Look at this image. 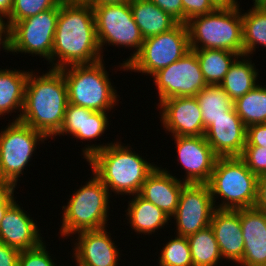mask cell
I'll return each instance as SVG.
<instances>
[{
  "instance_id": "6da1fadb",
  "label": "cell",
  "mask_w": 266,
  "mask_h": 266,
  "mask_svg": "<svg viewBox=\"0 0 266 266\" xmlns=\"http://www.w3.org/2000/svg\"><path fill=\"white\" fill-rule=\"evenodd\" d=\"M132 150L130 144L117 139L110 143H87L81 149V155L110 195L113 192L119 198V195L139 194L142 184L157 167L154 162L147 161L146 156L144 158Z\"/></svg>"
},
{
  "instance_id": "7a4b0ae2",
  "label": "cell",
  "mask_w": 266,
  "mask_h": 266,
  "mask_svg": "<svg viewBox=\"0 0 266 266\" xmlns=\"http://www.w3.org/2000/svg\"><path fill=\"white\" fill-rule=\"evenodd\" d=\"M103 59L93 7L60 3L52 50V69L93 64Z\"/></svg>"
},
{
  "instance_id": "3957f363",
  "label": "cell",
  "mask_w": 266,
  "mask_h": 266,
  "mask_svg": "<svg viewBox=\"0 0 266 266\" xmlns=\"http://www.w3.org/2000/svg\"><path fill=\"white\" fill-rule=\"evenodd\" d=\"M46 72H41V75L30 69L19 121L51 139L63 124L68 105V89L59 69L50 68Z\"/></svg>"
},
{
  "instance_id": "277c9868",
  "label": "cell",
  "mask_w": 266,
  "mask_h": 266,
  "mask_svg": "<svg viewBox=\"0 0 266 266\" xmlns=\"http://www.w3.org/2000/svg\"><path fill=\"white\" fill-rule=\"evenodd\" d=\"M91 175V179L75 189L67 204L62 206L60 237L68 238L80 231L108 227L111 195L103 182L94 173Z\"/></svg>"
},
{
  "instance_id": "5b68a950",
  "label": "cell",
  "mask_w": 266,
  "mask_h": 266,
  "mask_svg": "<svg viewBox=\"0 0 266 266\" xmlns=\"http://www.w3.org/2000/svg\"><path fill=\"white\" fill-rule=\"evenodd\" d=\"M104 59L93 64L70 65L59 69L68 89V103L110 113L120 96L109 78Z\"/></svg>"
},
{
  "instance_id": "8992f818",
  "label": "cell",
  "mask_w": 266,
  "mask_h": 266,
  "mask_svg": "<svg viewBox=\"0 0 266 266\" xmlns=\"http://www.w3.org/2000/svg\"><path fill=\"white\" fill-rule=\"evenodd\" d=\"M257 184L258 176L240 157H218L207 183L215 208L230 210L254 207Z\"/></svg>"
},
{
  "instance_id": "52a82bcc",
  "label": "cell",
  "mask_w": 266,
  "mask_h": 266,
  "mask_svg": "<svg viewBox=\"0 0 266 266\" xmlns=\"http://www.w3.org/2000/svg\"><path fill=\"white\" fill-rule=\"evenodd\" d=\"M240 6L191 18L186 22L191 50L217 49L243 55Z\"/></svg>"
},
{
  "instance_id": "ba28073f",
  "label": "cell",
  "mask_w": 266,
  "mask_h": 266,
  "mask_svg": "<svg viewBox=\"0 0 266 266\" xmlns=\"http://www.w3.org/2000/svg\"><path fill=\"white\" fill-rule=\"evenodd\" d=\"M47 140L29 125L19 120L9 121L0 131V184L17 187L37 146Z\"/></svg>"
},
{
  "instance_id": "9c48e42d",
  "label": "cell",
  "mask_w": 266,
  "mask_h": 266,
  "mask_svg": "<svg viewBox=\"0 0 266 266\" xmlns=\"http://www.w3.org/2000/svg\"><path fill=\"white\" fill-rule=\"evenodd\" d=\"M96 34L102 56L106 46H117L134 50L117 71H126V64L140 51L144 42L138 25L132 16L130 2L122 4H102L93 6ZM105 46V48H104ZM133 48V49H132ZM122 69V70H121Z\"/></svg>"
},
{
  "instance_id": "30bf717a",
  "label": "cell",
  "mask_w": 266,
  "mask_h": 266,
  "mask_svg": "<svg viewBox=\"0 0 266 266\" xmlns=\"http://www.w3.org/2000/svg\"><path fill=\"white\" fill-rule=\"evenodd\" d=\"M190 50L187 25L178 23L167 32L144 39L140 51L126 64V72L152 77Z\"/></svg>"
},
{
  "instance_id": "8fae6325",
  "label": "cell",
  "mask_w": 266,
  "mask_h": 266,
  "mask_svg": "<svg viewBox=\"0 0 266 266\" xmlns=\"http://www.w3.org/2000/svg\"><path fill=\"white\" fill-rule=\"evenodd\" d=\"M60 3L10 27L11 53L30 54L46 59L52 69V50Z\"/></svg>"
},
{
  "instance_id": "7c38bea8",
  "label": "cell",
  "mask_w": 266,
  "mask_h": 266,
  "mask_svg": "<svg viewBox=\"0 0 266 266\" xmlns=\"http://www.w3.org/2000/svg\"><path fill=\"white\" fill-rule=\"evenodd\" d=\"M151 78L157 88V106L171 97L196 96L207 85L193 50L159 70Z\"/></svg>"
},
{
  "instance_id": "4fadbf2b",
  "label": "cell",
  "mask_w": 266,
  "mask_h": 266,
  "mask_svg": "<svg viewBox=\"0 0 266 266\" xmlns=\"http://www.w3.org/2000/svg\"><path fill=\"white\" fill-rule=\"evenodd\" d=\"M207 184H186L174 215L175 235L188 237L210 226L215 211Z\"/></svg>"
},
{
  "instance_id": "5bb4252c",
  "label": "cell",
  "mask_w": 266,
  "mask_h": 266,
  "mask_svg": "<svg viewBox=\"0 0 266 266\" xmlns=\"http://www.w3.org/2000/svg\"><path fill=\"white\" fill-rule=\"evenodd\" d=\"M177 160L184 169L182 182L186 184H207L214 170L218 156L202 136H173Z\"/></svg>"
},
{
  "instance_id": "9a60e30c",
  "label": "cell",
  "mask_w": 266,
  "mask_h": 266,
  "mask_svg": "<svg viewBox=\"0 0 266 266\" xmlns=\"http://www.w3.org/2000/svg\"><path fill=\"white\" fill-rule=\"evenodd\" d=\"M72 262L80 266H119L121 261L116 240L107 227L99 230H84L74 234ZM113 239V240H112ZM74 247V248H73ZM74 258V259H73Z\"/></svg>"
},
{
  "instance_id": "2e32d148",
  "label": "cell",
  "mask_w": 266,
  "mask_h": 266,
  "mask_svg": "<svg viewBox=\"0 0 266 266\" xmlns=\"http://www.w3.org/2000/svg\"><path fill=\"white\" fill-rule=\"evenodd\" d=\"M161 126L170 136H202L205 133L202 113L195 96L171 97L158 107ZM168 131V132H167Z\"/></svg>"
},
{
  "instance_id": "e0dca14e",
  "label": "cell",
  "mask_w": 266,
  "mask_h": 266,
  "mask_svg": "<svg viewBox=\"0 0 266 266\" xmlns=\"http://www.w3.org/2000/svg\"><path fill=\"white\" fill-rule=\"evenodd\" d=\"M14 201L4 213L0 223V242L20 251L41 245L45 239L40 233L37 221ZM22 207V208H21ZM36 221V222H35ZM42 235V236H41Z\"/></svg>"
},
{
  "instance_id": "ac0fdd59",
  "label": "cell",
  "mask_w": 266,
  "mask_h": 266,
  "mask_svg": "<svg viewBox=\"0 0 266 266\" xmlns=\"http://www.w3.org/2000/svg\"><path fill=\"white\" fill-rule=\"evenodd\" d=\"M247 127L233 107L206 129V141L218 157H240L246 145Z\"/></svg>"
},
{
  "instance_id": "d6986e66",
  "label": "cell",
  "mask_w": 266,
  "mask_h": 266,
  "mask_svg": "<svg viewBox=\"0 0 266 266\" xmlns=\"http://www.w3.org/2000/svg\"><path fill=\"white\" fill-rule=\"evenodd\" d=\"M110 114L108 112L94 111L88 108L68 103L64 114L63 124L58 135L72 136L77 140L97 141L104 136L109 126ZM97 139V140H95Z\"/></svg>"
},
{
  "instance_id": "ffe728a7",
  "label": "cell",
  "mask_w": 266,
  "mask_h": 266,
  "mask_svg": "<svg viewBox=\"0 0 266 266\" xmlns=\"http://www.w3.org/2000/svg\"><path fill=\"white\" fill-rule=\"evenodd\" d=\"M210 227L213 229L223 260L238 264L244 253L240 209H215Z\"/></svg>"
},
{
  "instance_id": "44dd1931",
  "label": "cell",
  "mask_w": 266,
  "mask_h": 266,
  "mask_svg": "<svg viewBox=\"0 0 266 266\" xmlns=\"http://www.w3.org/2000/svg\"><path fill=\"white\" fill-rule=\"evenodd\" d=\"M244 253L237 266H266V213L255 207L240 209Z\"/></svg>"
},
{
  "instance_id": "7402d4cb",
  "label": "cell",
  "mask_w": 266,
  "mask_h": 266,
  "mask_svg": "<svg viewBox=\"0 0 266 266\" xmlns=\"http://www.w3.org/2000/svg\"><path fill=\"white\" fill-rule=\"evenodd\" d=\"M159 166L142 184L139 195L171 218L177 209L181 190L186 183L172 175L169 169Z\"/></svg>"
},
{
  "instance_id": "603a6c76",
  "label": "cell",
  "mask_w": 266,
  "mask_h": 266,
  "mask_svg": "<svg viewBox=\"0 0 266 266\" xmlns=\"http://www.w3.org/2000/svg\"><path fill=\"white\" fill-rule=\"evenodd\" d=\"M129 198L127 201L128 208L125 210V219H127V224L137 235H155V232L161 231L171 222V218L168 215L139 194L131 195Z\"/></svg>"
},
{
  "instance_id": "cb8c5ba5",
  "label": "cell",
  "mask_w": 266,
  "mask_h": 266,
  "mask_svg": "<svg viewBox=\"0 0 266 266\" xmlns=\"http://www.w3.org/2000/svg\"><path fill=\"white\" fill-rule=\"evenodd\" d=\"M28 70L0 68V119L7 114L20 113L11 121H18L22 114Z\"/></svg>"
},
{
  "instance_id": "d4e9b609",
  "label": "cell",
  "mask_w": 266,
  "mask_h": 266,
  "mask_svg": "<svg viewBox=\"0 0 266 266\" xmlns=\"http://www.w3.org/2000/svg\"><path fill=\"white\" fill-rule=\"evenodd\" d=\"M130 7L144 39L167 32L179 23L149 0H132Z\"/></svg>"
},
{
  "instance_id": "484cf974",
  "label": "cell",
  "mask_w": 266,
  "mask_h": 266,
  "mask_svg": "<svg viewBox=\"0 0 266 266\" xmlns=\"http://www.w3.org/2000/svg\"><path fill=\"white\" fill-rule=\"evenodd\" d=\"M251 56L241 55L230 66L228 73L220 83L233 102L251 91L259 84V70L252 63Z\"/></svg>"
},
{
  "instance_id": "4316f807",
  "label": "cell",
  "mask_w": 266,
  "mask_h": 266,
  "mask_svg": "<svg viewBox=\"0 0 266 266\" xmlns=\"http://www.w3.org/2000/svg\"><path fill=\"white\" fill-rule=\"evenodd\" d=\"M242 11L243 55L252 56L259 45L266 48V8L260 3H253L249 10Z\"/></svg>"
},
{
  "instance_id": "83f0119b",
  "label": "cell",
  "mask_w": 266,
  "mask_h": 266,
  "mask_svg": "<svg viewBox=\"0 0 266 266\" xmlns=\"http://www.w3.org/2000/svg\"><path fill=\"white\" fill-rule=\"evenodd\" d=\"M200 64L203 78L207 84H220L230 66L240 56L228 50L200 49L193 50Z\"/></svg>"
},
{
  "instance_id": "f1b7e54d",
  "label": "cell",
  "mask_w": 266,
  "mask_h": 266,
  "mask_svg": "<svg viewBox=\"0 0 266 266\" xmlns=\"http://www.w3.org/2000/svg\"><path fill=\"white\" fill-rule=\"evenodd\" d=\"M201 113L204 128L234 107L233 100L226 94L220 84H207L196 96Z\"/></svg>"
},
{
  "instance_id": "f546056e",
  "label": "cell",
  "mask_w": 266,
  "mask_h": 266,
  "mask_svg": "<svg viewBox=\"0 0 266 266\" xmlns=\"http://www.w3.org/2000/svg\"><path fill=\"white\" fill-rule=\"evenodd\" d=\"M193 266H217L223 258L213 229L209 226L187 237Z\"/></svg>"
},
{
  "instance_id": "4dcf8cb0",
  "label": "cell",
  "mask_w": 266,
  "mask_h": 266,
  "mask_svg": "<svg viewBox=\"0 0 266 266\" xmlns=\"http://www.w3.org/2000/svg\"><path fill=\"white\" fill-rule=\"evenodd\" d=\"M233 105L246 127L266 124V85H256L244 96L237 98Z\"/></svg>"
},
{
  "instance_id": "1f68e13d",
  "label": "cell",
  "mask_w": 266,
  "mask_h": 266,
  "mask_svg": "<svg viewBox=\"0 0 266 266\" xmlns=\"http://www.w3.org/2000/svg\"><path fill=\"white\" fill-rule=\"evenodd\" d=\"M163 246L157 259L159 266H193L187 237L172 236Z\"/></svg>"
},
{
  "instance_id": "d6a6232c",
  "label": "cell",
  "mask_w": 266,
  "mask_h": 266,
  "mask_svg": "<svg viewBox=\"0 0 266 266\" xmlns=\"http://www.w3.org/2000/svg\"><path fill=\"white\" fill-rule=\"evenodd\" d=\"M59 3V0H13L12 11L6 18L7 26L11 27L17 21L54 8Z\"/></svg>"
},
{
  "instance_id": "836d02e7",
  "label": "cell",
  "mask_w": 266,
  "mask_h": 266,
  "mask_svg": "<svg viewBox=\"0 0 266 266\" xmlns=\"http://www.w3.org/2000/svg\"><path fill=\"white\" fill-rule=\"evenodd\" d=\"M48 244L44 241L34 249L23 250L18 258V266H59L53 254H50L47 248ZM52 257H51V256ZM54 258V259H53Z\"/></svg>"
},
{
  "instance_id": "e575fe53",
  "label": "cell",
  "mask_w": 266,
  "mask_h": 266,
  "mask_svg": "<svg viewBox=\"0 0 266 266\" xmlns=\"http://www.w3.org/2000/svg\"><path fill=\"white\" fill-rule=\"evenodd\" d=\"M240 158L248 169L255 175L266 174V148L259 146H245Z\"/></svg>"
},
{
  "instance_id": "d590c367",
  "label": "cell",
  "mask_w": 266,
  "mask_h": 266,
  "mask_svg": "<svg viewBox=\"0 0 266 266\" xmlns=\"http://www.w3.org/2000/svg\"><path fill=\"white\" fill-rule=\"evenodd\" d=\"M183 23L191 18L205 15L216 10L209 0H182Z\"/></svg>"
},
{
  "instance_id": "8d00e7d4",
  "label": "cell",
  "mask_w": 266,
  "mask_h": 266,
  "mask_svg": "<svg viewBox=\"0 0 266 266\" xmlns=\"http://www.w3.org/2000/svg\"><path fill=\"white\" fill-rule=\"evenodd\" d=\"M245 146L266 148V124H255L247 127Z\"/></svg>"
},
{
  "instance_id": "74e56055",
  "label": "cell",
  "mask_w": 266,
  "mask_h": 266,
  "mask_svg": "<svg viewBox=\"0 0 266 266\" xmlns=\"http://www.w3.org/2000/svg\"><path fill=\"white\" fill-rule=\"evenodd\" d=\"M169 13L179 23H183V5L182 0H149Z\"/></svg>"
},
{
  "instance_id": "f35d334b",
  "label": "cell",
  "mask_w": 266,
  "mask_h": 266,
  "mask_svg": "<svg viewBox=\"0 0 266 266\" xmlns=\"http://www.w3.org/2000/svg\"><path fill=\"white\" fill-rule=\"evenodd\" d=\"M20 250L0 242V266H18Z\"/></svg>"
},
{
  "instance_id": "ab89813d",
  "label": "cell",
  "mask_w": 266,
  "mask_h": 266,
  "mask_svg": "<svg viewBox=\"0 0 266 266\" xmlns=\"http://www.w3.org/2000/svg\"><path fill=\"white\" fill-rule=\"evenodd\" d=\"M15 188L16 187L10 185L0 186V223L8 207L17 199L14 196V192H16Z\"/></svg>"
},
{
  "instance_id": "60d3db41",
  "label": "cell",
  "mask_w": 266,
  "mask_h": 266,
  "mask_svg": "<svg viewBox=\"0 0 266 266\" xmlns=\"http://www.w3.org/2000/svg\"><path fill=\"white\" fill-rule=\"evenodd\" d=\"M254 207L266 213V174L258 176L257 197Z\"/></svg>"
},
{
  "instance_id": "b9f144b4",
  "label": "cell",
  "mask_w": 266,
  "mask_h": 266,
  "mask_svg": "<svg viewBox=\"0 0 266 266\" xmlns=\"http://www.w3.org/2000/svg\"><path fill=\"white\" fill-rule=\"evenodd\" d=\"M1 48L5 50L4 52L6 53L11 52L10 27L9 26H7L0 33V51H1Z\"/></svg>"
},
{
  "instance_id": "7bdbcfd3",
  "label": "cell",
  "mask_w": 266,
  "mask_h": 266,
  "mask_svg": "<svg viewBox=\"0 0 266 266\" xmlns=\"http://www.w3.org/2000/svg\"><path fill=\"white\" fill-rule=\"evenodd\" d=\"M216 9H230L240 6L238 0H209Z\"/></svg>"
},
{
  "instance_id": "ee69618b",
  "label": "cell",
  "mask_w": 266,
  "mask_h": 266,
  "mask_svg": "<svg viewBox=\"0 0 266 266\" xmlns=\"http://www.w3.org/2000/svg\"><path fill=\"white\" fill-rule=\"evenodd\" d=\"M13 8V0H0V15L5 19L10 15Z\"/></svg>"
},
{
  "instance_id": "f6af8a7d",
  "label": "cell",
  "mask_w": 266,
  "mask_h": 266,
  "mask_svg": "<svg viewBox=\"0 0 266 266\" xmlns=\"http://www.w3.org/2000/svg\"><path fill=\"white\" fill-rule=\"evenodd\" d=\"M132 0H92V7L93 6H99L102 4H122V3H128Z\"/></svg>"
},
{
  "instance_id": "bcb514c9",
  "label": "cell",
  "mask_w": 266,
  "mask_h": 266,
  "mask_svg": "<svg viewBox=\"0 0 266 266\" xmlns=\"http://www.w3.org/2000/svg\"><path fill=\"white\" fill-rule=\"evenodd\" d=\"M62 4H89L92 6V0H59Z\"/></svg>"
},
{
  "instance_id": "7dc6e473",
  "label": "cell",
  "mask_w": 266,
  "mask_h": 266,
  "mask_svg": "<svg viewBox=\"0 0 266 266\" xmlns=\"http://www.w3.org/2000/svg\"><path fill=\"white\" fill-rule=\"evenodd\" d=\"M7 27L6 19L0 15V33Z\"/></svg>"
},
{
  "instance_id": "c3c4849f",
  "label": "cell",
  "mask_w": 266,
  "mask_h": 266,
  "mask_svg": "<svg viewBox=\"0 0 266 266\" xmlns=\"http://www.w3.org/2000/svg\"><path fill=\"white\" fill-rule=\"evenodd\" d=\"M266 8V0H262L261 3Z\"/></svg>"
},
{
  "instance_id": "681fc988",
  "label": "cell",
  "mask_w": 266,
  "mask_h": 266,
  "mask_svg": "<svg viewBox=\"0 0 266 266\" xmlns=\"http://www.w3.org/2000/svg\"><path fill=\"white\" fill-rule=\"evenodd\" d=\"M262 0H253V3H261Z\"/></svg>"
},
{
  "instance_id": "f907efd6",
  "label": "cell",
  "mask_w": 266,
  "mask_h": 266,
  "mask_svg": "<svg viewBox=\"0 0 266 266\" xmlns=\"http://www.w3.org/2000/svg\"><path fill=\"white\" fill-rule=\"evenodd\" d=\"M59 266H65L64 264H59ZM66 266H68V265H66ZM75 266H80V265H78L77 263H75Z\"/></svg>"
}]
</instances>
